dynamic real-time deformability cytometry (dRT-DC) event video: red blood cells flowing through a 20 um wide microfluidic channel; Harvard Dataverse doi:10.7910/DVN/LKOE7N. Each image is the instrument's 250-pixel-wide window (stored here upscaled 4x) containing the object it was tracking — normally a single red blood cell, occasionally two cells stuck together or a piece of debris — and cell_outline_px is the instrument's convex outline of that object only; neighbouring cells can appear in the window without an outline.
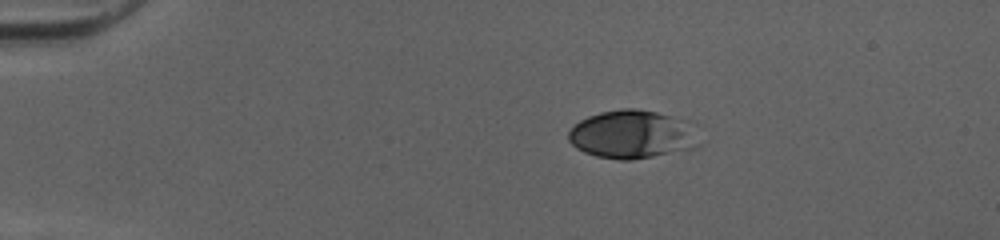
{"species": "human", "species_latin": "Homo sapiens", "temperature_condition": "cold", "stored_images_in_passage": 42, "camera_frame_rate_fps": 3000, "um_per_image_px": 0.085, "donor": {"sex": "female"}, "frame": {"image": 1, "passage_image": 1, "time_ms": 0.0, "image_size_px": [1000, 240], "cell_outline_px": [[700, 144], [696, 148], [632, 160], [620, 160], [596, 156], [584, 152], [576, 148], [568, 140], [568, 132], [580, 120], [588, 116], [600, 112], [620, 108], [636, 108], [656, 112], [688, 120]], "centroid_in_image_um": [53.73, 11.42], "position_along_channel_um": 31.3, "area_um2": 36.88}}
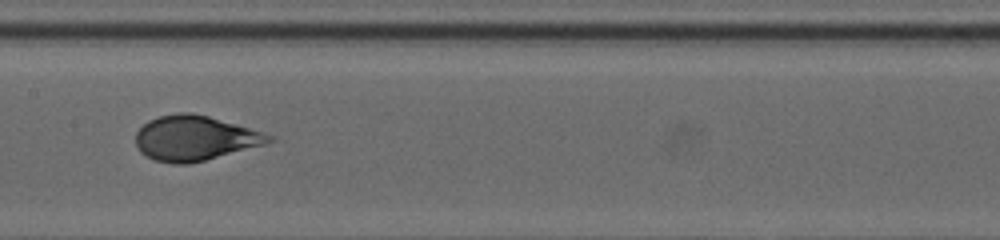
{"frame": {"image": 2, "passage_image": 18, "time_ms": 5.667, "image_size_px": [1000, 240], "cell_outline_px": [[276, 140], [264, 144], [204, 160], [188, 164], [172, 164], [152, 160], [140, 152], [136, 144], [136, 132], [148, 120], [160, 116], [180, 112], [192, 112], [208, 116], [264, 132], [276, 136]], "centroid_in_image_um": [16.55, 11.74], "position_along_channel_um": 190.9, "area_um2": 34.8}}
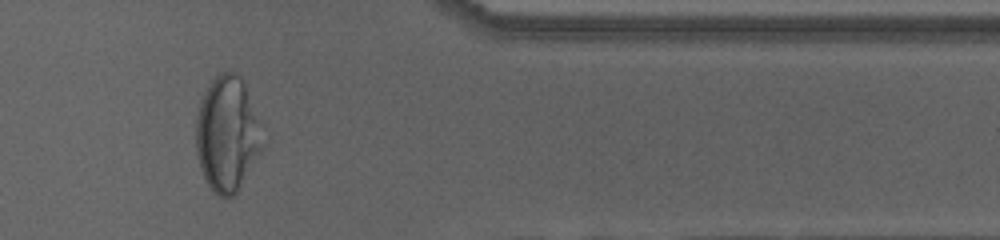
{"frame": {"image": 3, "passage_image": 34, "time_ms": 11.0, "image_size_px": [1000, 240], "cell_outline_px": [[264, 148], [236, 192], [232, 196], [216, 196], [212, 192], [200, 168], [196, 152], [196, 120], [200, 104], [204, 92], [212, 80], [220, 72], [236, 72], [240, 76], [244, 84], [264, 144]], "centroid_in_image_um": [19.28, 11.43], "position_along_channel_um": 392.1, "area_um2": 43.81}, "authors_computed_cell_mechanics": {"area_um2": 34.9401, "velocity_mm_per_s": 4.0491, "shape_relaxation_time_tau1_ms": 4.9687, "shape_relaxation_time_tau2_ms": null, "deformation_change_tau1": 0.1861, "deformation_change_tau2": null}}